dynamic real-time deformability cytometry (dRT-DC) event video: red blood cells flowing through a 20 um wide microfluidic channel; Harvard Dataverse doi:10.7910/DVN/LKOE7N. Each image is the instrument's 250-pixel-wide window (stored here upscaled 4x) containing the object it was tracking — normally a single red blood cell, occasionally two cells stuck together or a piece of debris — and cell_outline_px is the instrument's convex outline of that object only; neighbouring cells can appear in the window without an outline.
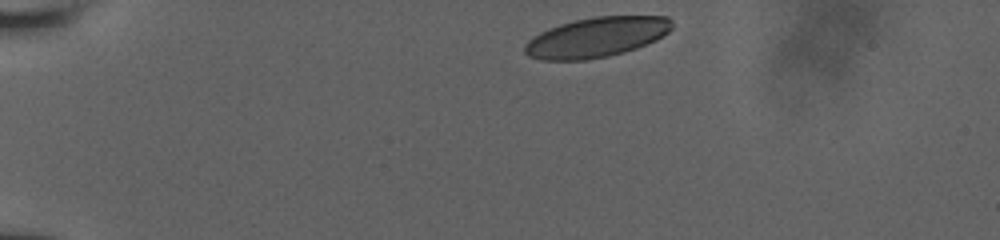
{"species": "human", "species_latin": "Homo sapiens", "temperature_condition": "room temperature", "stored_images_in_passage": 14, "camera_frame_rate_fps": 3000, "um_per_image_px": 0.085, "donor": {"sex": "male"}, "frame": {"image": 1, "passage_image": 1, "time_ms": 0.0, "image_size_px": [1000, 240], "cell_outline_px": [[672, 28], [668, 32], [656, 40], [636, 48], [624, 52], [608, 56], [588, 60], [540, 60], [528, 56], [524, 52], [524, 44], [532, 36], [548, 28], [560, 24], [592, 16], [668, 16], [672, 20]], "centroid_in_image_um": [50.68, 3.17], "position_along_channel_um": 34.3, "area_um2": 34.51}}
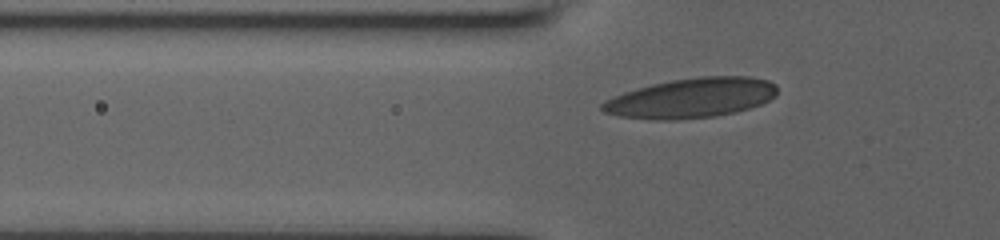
{"frame": {"image": 2, "passage_image": 10, "time_ms": 2.667, "image_size_px": [1000, 240], "cell_outline_px": [[776, 96], [760, 104], [736, 112], [716, 116], [676, 120], [648, 120], [620, 116], [604, 112], [600, 108], [600, 104], [604, 100], [624, 92], [652, 84], [672, 80], [700, 76], [752, 76], [768, 80], [776, 84]], "centroid_in_image_um": [58.75, 8.33], "position_along_channel_um": 67.0, "area_um2": 40.81}}
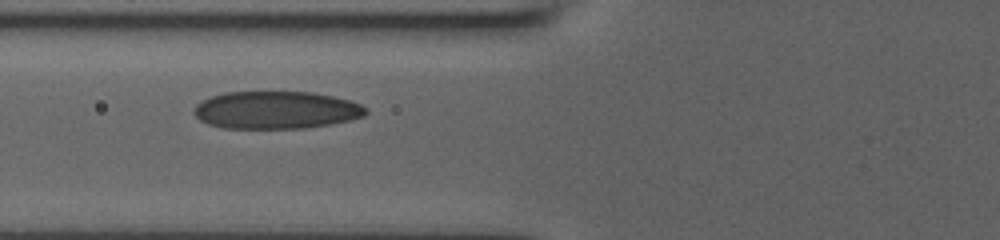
{"frame": {"image": 3, "passage_image": 13, "time_ms": 3.667, "image_size_px": [1000, 240], "cell_outline_px": [[368, 112], [364, 116], [348, 120], [328, 124], [304, 128], [224, 128], [208, 124], [200, 120], [192, 112], [196, 104], [212, 96], [224, 92], [312, 92], [332, 96], [348, 100], [360, 104], [368, 108]], "centroid_in_image_um": [23.45, 9.35], "position_along_channel_um": 102.3, "area_um2": 37.51}}